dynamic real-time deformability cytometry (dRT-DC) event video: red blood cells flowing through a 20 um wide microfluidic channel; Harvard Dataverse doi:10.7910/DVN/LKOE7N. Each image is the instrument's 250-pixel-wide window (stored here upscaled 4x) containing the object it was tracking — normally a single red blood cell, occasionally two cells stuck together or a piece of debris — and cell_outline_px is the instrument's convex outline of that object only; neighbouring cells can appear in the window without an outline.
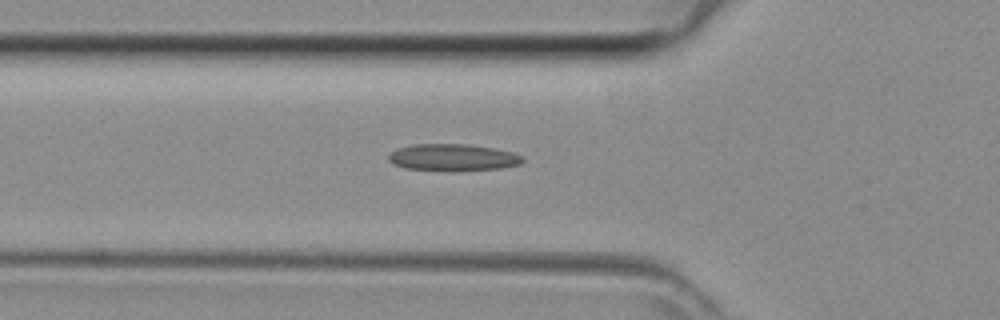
{"species": "common noctule bat (a hibernating species)", "species_latin": "Nyctalus noctula", "temperature_condition": "room temperature", "stored_images_in_passage": 32, "camera_frame_rate_fps": 3000, "um_per_image_px": 0.085, "animal": {"sex": "female", "body_mass_g": 29.2, "forearm_length_mm": 56.3}, "frame": {"image": 1, "passage_image": 8, "time_ms": 2.333, "image_size_px": [1000, 320], "cell_outline_px": [[524, 160], [520, 164], [500, 168], [456, 172], [452, 172], [404, 168], [388, 160], [388, 156], [396, 148], [412, 144], [468, 144], [496, 148], [512, 152], [524, 156]], "centroid_in_image_um": [38.52, 13.39], "position_along_channel_um": 87.3, "area_um2": 21.44}}
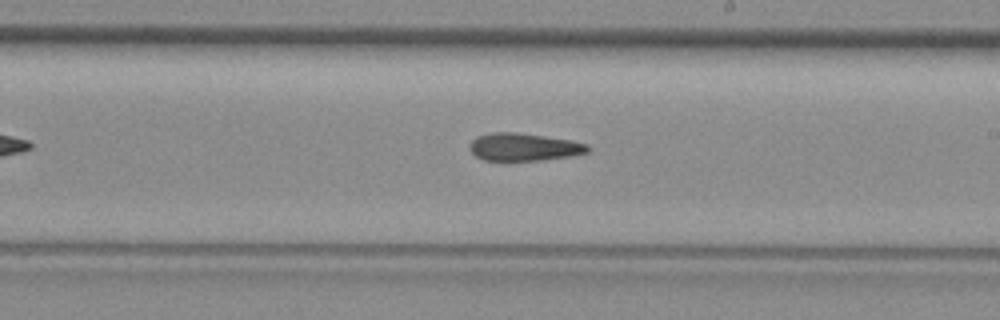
{"frame": {"image": 2, "passage_image": 18, "time_ms": 5.667, "image_size_px": [1000, 320], "cell_outline_px": [[588, 152], [572, 156], [540, 160], [484, 160], [476, 156], [472, 152], [472, 140], [476, 136], [492, 132], [516, 132], [572, 140], [588, 144]], "centroid_in_image_um": [44.56, 12.49], "position_along_channel_um": 244.4, "area_um2": 18.84}}
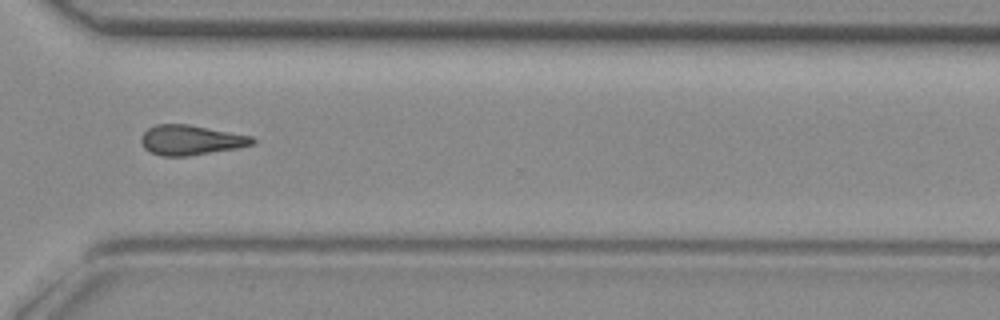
{"frame": {"image": 3, "passage_image": 25, "time_ms": 8.0, "image_size_px": [1000, 320], "cell_outline_px": [[256, 140], [252, 144], [236, 148], [188, 156], [160, 156], [148, 152], [144, 148], [140, 140], [140, 136], [148, 128], [156, 124], [188, 124], [252, 136]], "centroid_in_image_um": [16.16, 11.9], "position_along_channel_um": 354.4, "area_um2": 19.42}}